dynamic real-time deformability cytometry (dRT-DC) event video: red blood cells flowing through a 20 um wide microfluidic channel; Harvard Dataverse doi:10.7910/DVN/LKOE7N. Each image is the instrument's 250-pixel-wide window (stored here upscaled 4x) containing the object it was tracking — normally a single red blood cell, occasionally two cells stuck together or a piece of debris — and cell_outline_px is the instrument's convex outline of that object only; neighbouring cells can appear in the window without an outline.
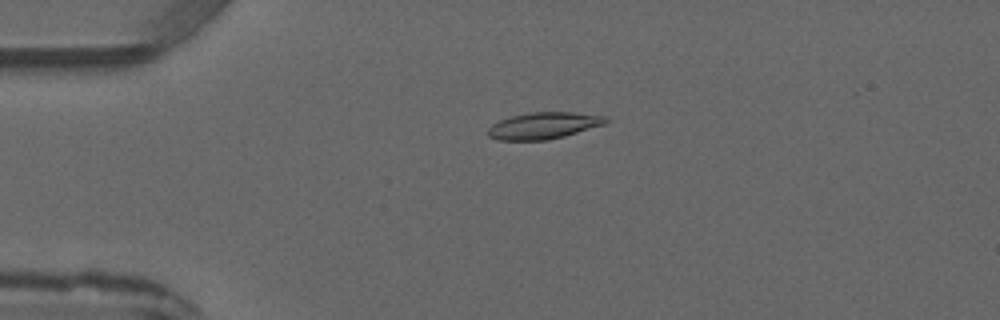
{"species": "common noctule bat (a hibernating species)", "species_latin": "Nyctalus noctula", "temperature_condition": "warm", "stored_images_in_passage": 6, "camera_frame_rate_fps": 3000, "um_per_image_px": 0.085, "animal": {"sex": "male", "forearm_length_mm": 52.5}, "frame": {"image": 1, "passage_image": 4, "time_ms": 3.333, "image_size_px": [1000, 320], "cell_outline_px": [[608, 120], [604, 124], [564, 136], [548, 140], [500, 140], [488, 136], [488, 128], [492, 124], [500, 120], [512, 116], [532, 112], [572, 112], [608, 116]], "centroid_in_image_um": [46.21, 10.67], "position_along_channel_um": 38.8, "area_um2": 18.15}}
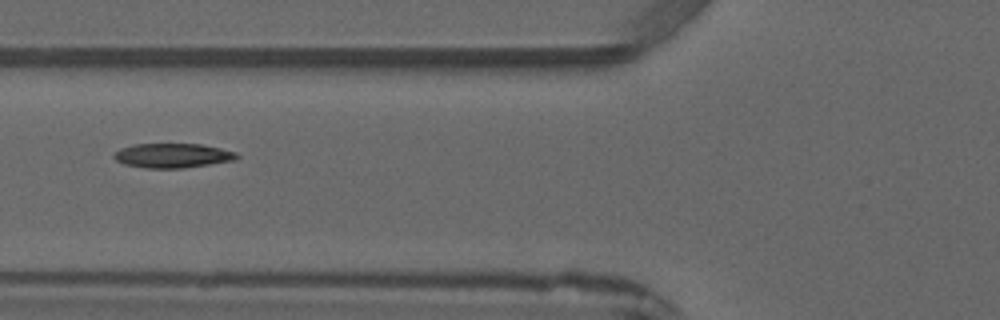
{"frame": {"image": 2, "passage_image": 6, "time_ms": 5.667, "image_size_px": [1000, 320], "cell_outline_px": [[240, 156], [236, 160], [184, 168], [144, 168], [124, 164], [116, 160], [112, 156], [120, 148], [132, 144], [200, 144], [220, 148], [236, 152]], "centroid_in_image_um": [14.67, 13.22], "position_along_channel_um": 111.1, "area_um2": 17.57}}